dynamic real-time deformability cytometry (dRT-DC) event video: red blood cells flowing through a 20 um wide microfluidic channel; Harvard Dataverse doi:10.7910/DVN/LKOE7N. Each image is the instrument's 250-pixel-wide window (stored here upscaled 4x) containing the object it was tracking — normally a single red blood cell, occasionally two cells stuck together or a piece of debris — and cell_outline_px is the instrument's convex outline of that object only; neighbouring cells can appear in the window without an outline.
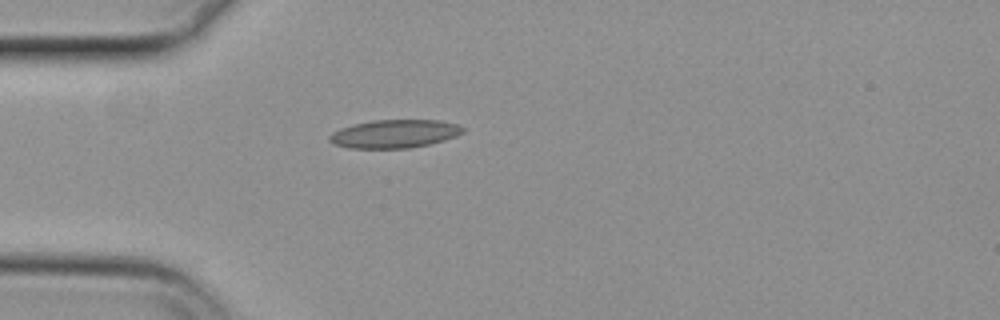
{"species": "common noctule bat (a hibernating species)", "species_latin": "Nyctalus noctula", "temperature_condition": "cold", "stored_images_in_passage": 32, "camera_frame_rate_fps": 3000, "um_per_image_px": 0.085, "animal": {"sex": "female", "body_mass_g": 29.2, "forearm_length_mm": 56.3}, "frame": {"image": 1, "passage_image": 1, "time_ms": 0.0, "image_size_px": [1000, 320], "cell_outline_px": [[464, 132], [456, 136], [444, 140], [428, 144], [408, 148], [348, 148], [332, 144], [328, 140], [328, 136], [332, 132], [340, 128], [352, 124], [372, 120], [440, 120], [456, 124], [464, 128]], "centroid_in_image_um": [33.48, 11.37], "position_along_channel_um": 51.5, "area_um2": 22.08}}
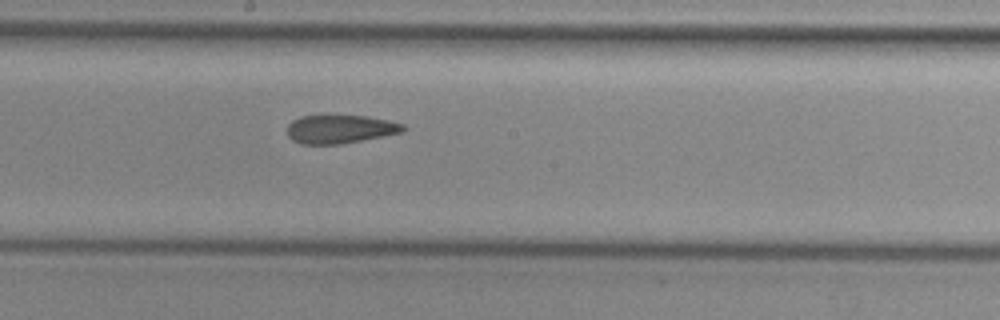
{"frame": {"image": 2, "passage_image": 15, "time_ms": 4.667, "image_size_px": [1000, 320], "cell_outline_px": [[408, 128], [404, 132], [384, 136], [340, 144], [300, 144], [292, 140], [288, 136], [288, 124], [292, 120], [300, 116], [320, 112], [368, 116], [388, 120], [404, 124]], "centroid_in_image_um": [28.89, 10.92], "position_along_channel_um": 219.3, "area_um2": 20.29}}
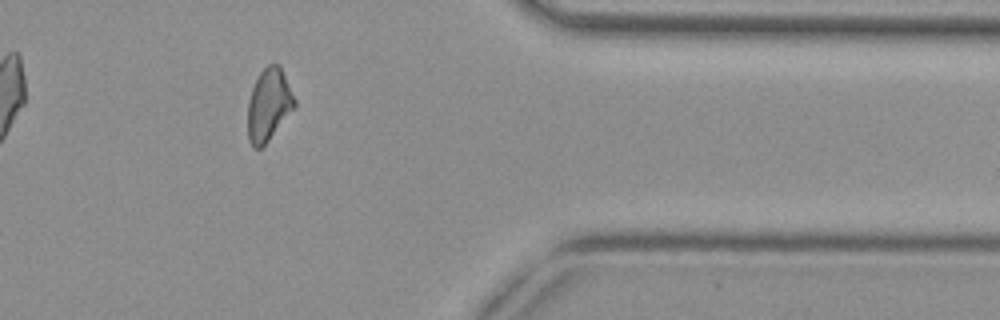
{"frame": {"image": 3, "passage_image": 30, "time_ms": 9.667, "image_size_px": [1000, 320], "cell_outline_px": [[296, 104], [268, 140], [260, 148], [252, 148], [248, 140], [248, 100], [252, 88], [260, 72], [268, 64], [280, 64], [296, 100]], "centroid_in_image_um": [22.82, 8.88], "position_along_channel_um": 388.6, "area_um2": 19.42}, "authors_computed_cell_mechanics": {"area_um2": 20.2878, "velocity_mm_per_s": 3.8013, "shape_relaxation_time_tau1_ms": null, "shape_relaxation_time_tau2_ms": 2.4671, "deformation_change_tau1": null, "deformation_change_tau2": 0.0904}}